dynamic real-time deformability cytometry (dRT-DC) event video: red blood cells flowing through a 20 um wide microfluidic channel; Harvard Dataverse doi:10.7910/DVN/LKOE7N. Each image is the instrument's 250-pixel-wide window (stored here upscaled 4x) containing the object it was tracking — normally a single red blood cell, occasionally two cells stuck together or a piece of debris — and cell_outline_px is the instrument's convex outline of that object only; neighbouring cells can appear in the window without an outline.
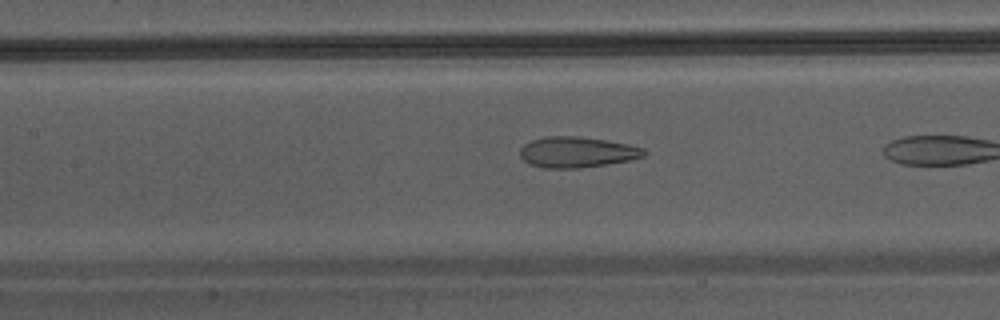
{"species": "Egyptian fruit bat (a non-hibernating species)", "species_latin": "Rousettus aegyptiacus", "temperature_condition": "warm", "stored_images_in_passage": 23, "camera_frame_rate_fps": 3000, "um_per_image_px": 0.085, "animal": {"sex": "male"}, "frame": {"image": 1, "passage_image": 20, "time_ms": 6.333, "image_size_px": [1000, 320], "cell_outline_px": [[648, 152], [644, 156], [628, 160], [580, 168], [544, 168], [528, 164], [520, 156], [520, 148], [524, 144], [532, 140], [544, 136], [576, 136], [604, 140], [628, 144], [644, 148]], "centroid_in_image_um": [49.01, 12.93], "position_along_channel_um": 158.4, "area_um2": 22.14}}